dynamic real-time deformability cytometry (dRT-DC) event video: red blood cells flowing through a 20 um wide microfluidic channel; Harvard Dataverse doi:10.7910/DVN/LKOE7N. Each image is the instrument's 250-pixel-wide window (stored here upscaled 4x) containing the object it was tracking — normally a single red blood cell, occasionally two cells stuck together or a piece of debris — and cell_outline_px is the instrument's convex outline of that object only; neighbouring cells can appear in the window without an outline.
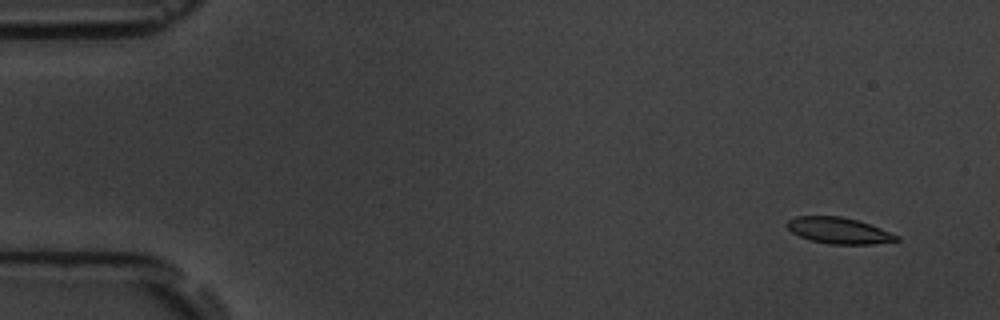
{"species": "common noctule bat (a hibernating species)", "species_latin": "Nyctalus noctula", "temperature_condition": "room temperature", "stored_images_in_passage": 4, "camera_frame_rate_fps": 3000, "um_per_image_px": 0.085, "animal": {"sex": "male", "body_mass_g": 19.5, "forearm_length_mm": 54.6}, "frame": {"image": 1, "passage_image": 1, "time_ms": 0.0, "image_size_px": [1000, 320], "cell_outline_px": [[900, 240], [872, 244], [828, 244], [812, 240], [800, 236], [792, 232], [784, 224], [788, 220], [796, 216], [840, 216], [856, 220], [880, 228], [900, 236]], "centroid_in_image_um": [71.28, 19.6], "position_along_channel_um": 13.7, "area_um2": 16.59}}
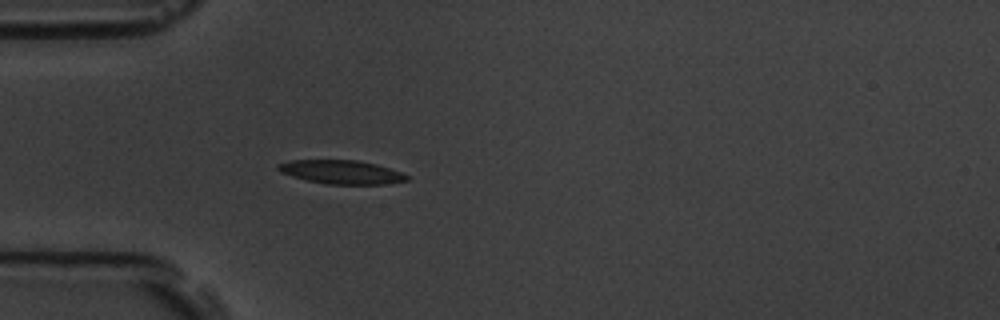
{"frame": {"image": 2, "passage_image": 4, "time_ms": 4.333, "image_size_px": [1000, 320], "cell_outline_px": [[408, 180], [384, 184], [324, 184], [292, 176], [280, 172], [276, 168], [276, 164], [292, 160], [356, 160], [376, 164], [400, 172], [408, 176]], "centroid_in_image_um": [28.98, 14.62], "position_along_channel_um": 56.0, "area_um2": 17.63}}